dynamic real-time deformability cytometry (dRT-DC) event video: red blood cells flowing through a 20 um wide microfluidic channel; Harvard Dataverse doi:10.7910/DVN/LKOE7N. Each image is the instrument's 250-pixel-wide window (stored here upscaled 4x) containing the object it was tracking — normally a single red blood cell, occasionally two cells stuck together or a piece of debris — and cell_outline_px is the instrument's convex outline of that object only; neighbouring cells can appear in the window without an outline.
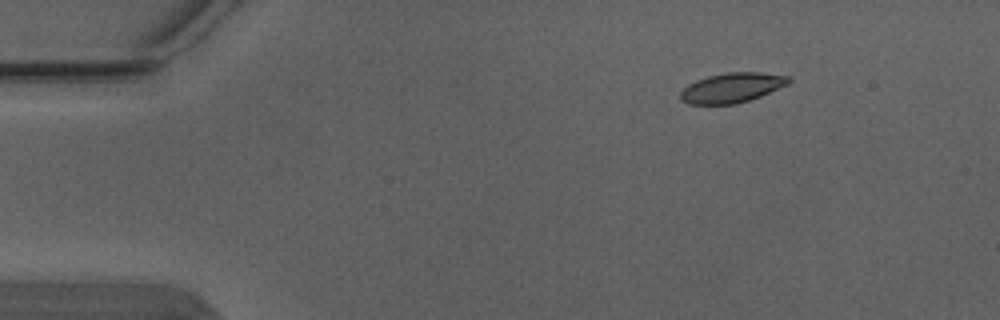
{"species": "Egyptian fruit bat (a non-hibernating species)", "species_latin": "Rousettus aegyptiacus", "temperature_condition": "warm", "stored_images_in_passage": 6, "camera_frame_rate_fps": 3000, "um_per_image_px": 0.085, "animal": {"sex": "male"}, "frame": {"image": 1, "passage_image": 3, "time_ms": 0.667, "image_size_px": [1000, 320], "cell_outline_px": [[792, 80], [788, 84], [760, 96], [736, 104], [688, 104], [680, 100], [680, 92], [688, 84], [696, 80], [708, 76], [724, 72], [760, 72], [788, 76]], "centroid_in_image_um": [62.19, 7.45], "position_along_channel_um": 22.8, "area_um2": 18.79}}